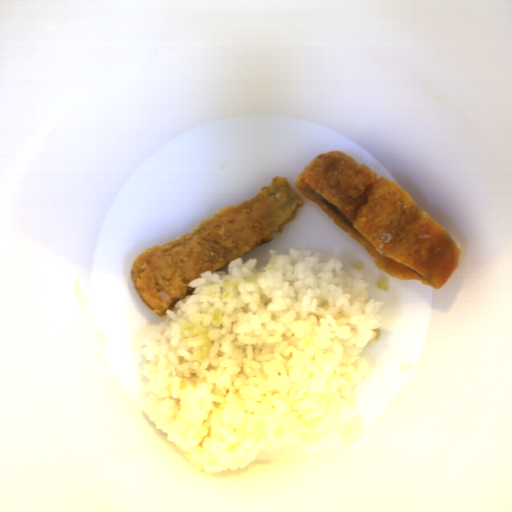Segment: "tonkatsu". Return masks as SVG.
Returning <instances> with one entry per match:
<instances>
[{
    "label": "tonkatsu",
    "instance_id": "1",
    "mask_svg": "<svg viewBox=\"0 0 512 512\" xmlns=\"http://www.w3.org/2000/svg\"><path fill=\"white\" fill-rule=\"evenodd\" d=\"M294 186L397 280L439 289L462 259L463 248L409 192L341 150L314 156Z\"/></svg>",
    "mask_w": 512,
    "mask_h": 512
},
{
    "label": "tonkatsu",
    "instance_id": "2",
    "mask_svg": "<svg viewBox=\"0 0 512 512\" xmlns=\"http://www.w3.org/2000/svg\"><path fill=\"white\" fill-rule=\"evenodd\" d=\"M304 205L287 178L273 176L254 197L230 204L202 221L191 233L137 255L130 281L140 300L159 317L191 294V281L219 271L231 261L284 233Z\"/></svg>",
    "mask_w": 512,
    "mask_h": 512
}]
</instances>
